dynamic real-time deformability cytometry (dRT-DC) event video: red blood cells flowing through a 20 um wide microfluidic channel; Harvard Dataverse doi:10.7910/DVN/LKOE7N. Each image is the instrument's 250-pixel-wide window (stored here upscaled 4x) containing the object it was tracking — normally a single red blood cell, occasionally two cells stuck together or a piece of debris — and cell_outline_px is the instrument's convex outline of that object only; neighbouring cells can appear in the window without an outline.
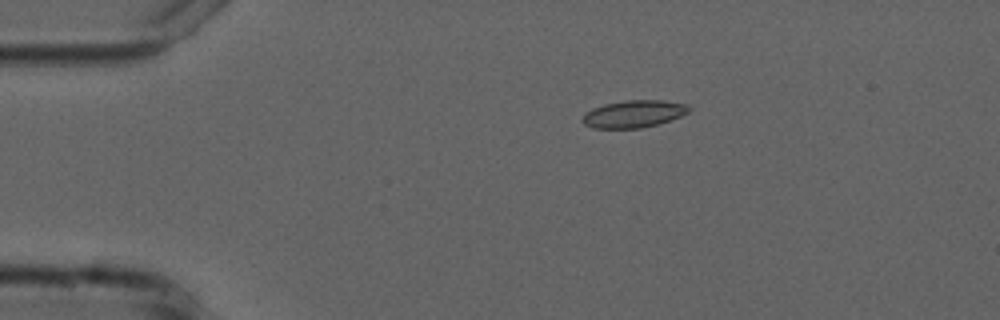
{"species": "common noctule bat (a hibernating species)", "species_latin": "Nyctalus noctula", "temperature_condition": "cold", "stored_images_in_passage": 8, "camera_frame_rate_fps": 3000, "um_per_image_px": 0.085, "animal": {"sex": "male", "forearm_length_mm": 52.5}, "frame": {"image": 1, "passage_image": 4, "time_ms": 3.333, "image_size_px": [1000, 320], "cell_outline_px": [[692, 108], [688, 112], [680, 116], [656, 124], [640, 128], [592, 128], [584, 124], [580, 120], [584, 112], [592, 108], [604, 104], [624, 100], [660, 100], [688, 104]], "centroid_in_image_um": [53.82, 9.67], "position_along_channel_um": 31.2, "area_um2": 16.99}}
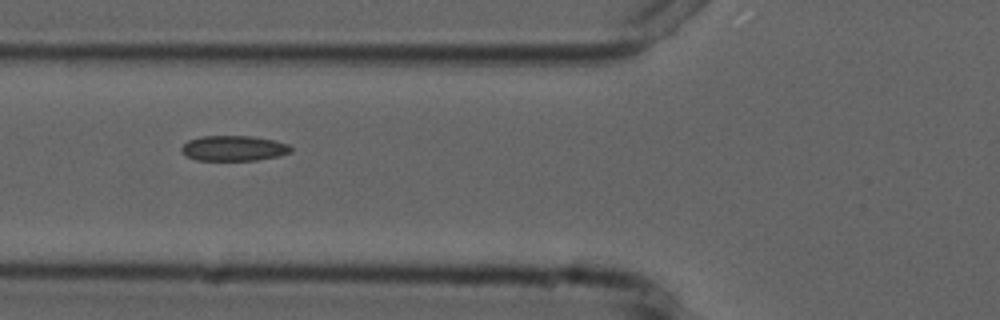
{"frame": {"image": 2, "passage_image": 7, "time_ms": 6.667, "image_size_px": [1000, 320], "cell_outline_px": [[292, 152], [280, 156], [256, 160], [196, 160], [180, 152], [180, 148], [188, 140], [200, 136], [252, 136], [276, 140], [288, 144], [292, 148]], "centroid_in_image_um": [19.88, 12.6], "position_along_channel_um": 105.9, "area_um2": 16.3}}
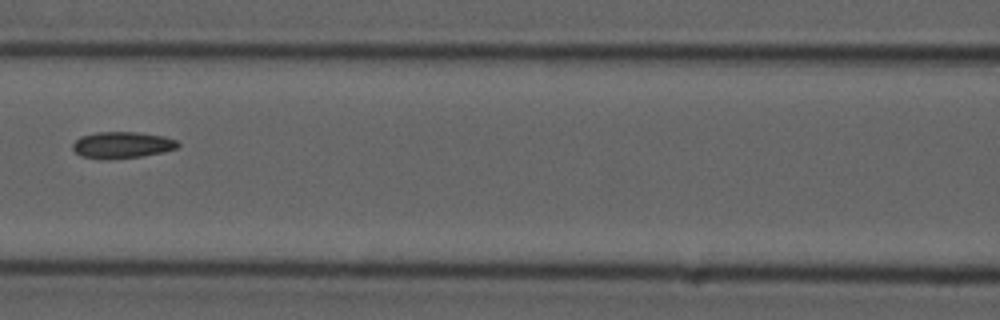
{"frame": {"image": 3, "passage_image": 8, "time_ms": 8.0, "image_size_px": [1000, 320], "cell_outline_px": [[180, 144], [176, 148], [164, 152], [140, 156], [108, 160], [100, 160], [80, 156], [72, 148], [72, 144], [80, 136], [96, 132], [136, 132], [164, 136], [176, 140]], "centroid_in_image_um": [10.34, 12.33], "position_along_channel_um": 156.3, "area_um2": 16.42}}